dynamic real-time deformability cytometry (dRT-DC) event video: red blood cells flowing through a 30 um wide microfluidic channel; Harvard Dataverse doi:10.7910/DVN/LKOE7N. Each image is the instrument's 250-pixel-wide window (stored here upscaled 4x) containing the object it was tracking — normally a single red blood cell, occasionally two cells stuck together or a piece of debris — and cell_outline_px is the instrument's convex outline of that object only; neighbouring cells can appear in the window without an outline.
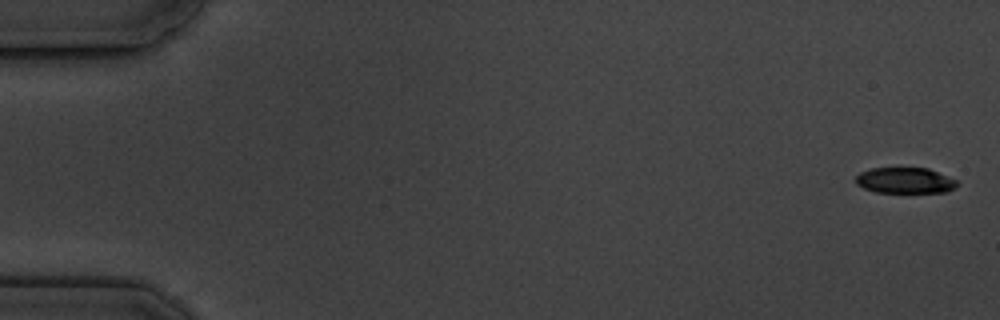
{"species": "common noctule bat (a hibernating species)", "species_latin": "Nyctalus noctula", "temperature_condition": "cold", "stored_images_in_passage": 5, "camera_frame_rate_fps": 3000, "um_per_image_px": 0.085, "animal": {"sex": "male", "body_mass_g": 19.5, "forearm_length_mm": 54.6}, "frame": {"image": 1, "passage_image": 1, "time_ms": 0.0, "image_size_px": [1000, 320], "cell_outline_px": [[960, 184], [948, 192], [876, 192], [864, 188], [856, 184], [856, 176], [860, 172], [872, 168], [928, 168], [956, 180]], "centroid_in_image_um": [76.94, 15.34], "position_along_channel_um": 8.1, "area_um2": 15.2}}
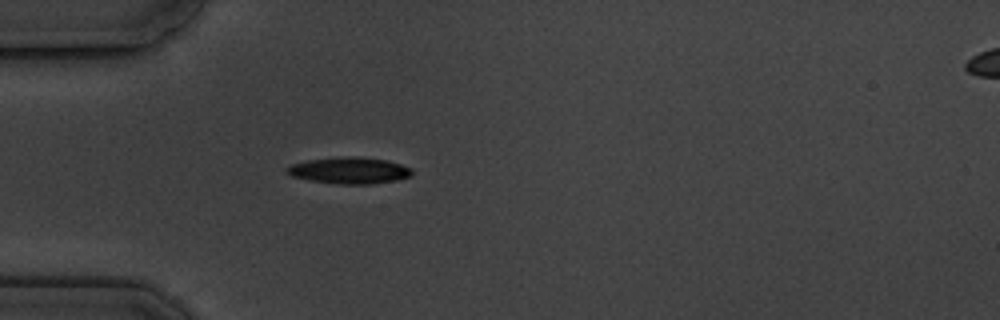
{"frame": {"image": 2, "passage_image": 5, "time_ms": 5.333, "image_size_px": [1000, 320], "cell_outline_px": [[412, 176], [396, 180], [368, 184], [340, 184], [308, 180], [292, 176], [284, 172], [284, 168], [292, 164], [308, 160], [348, 156], [356, 156], [388, 160], [412, 168]], "centroid_in_image_um": [29.68, 14.49], "position_along_channel_um": 55.3, "area_um2": 19.36}}